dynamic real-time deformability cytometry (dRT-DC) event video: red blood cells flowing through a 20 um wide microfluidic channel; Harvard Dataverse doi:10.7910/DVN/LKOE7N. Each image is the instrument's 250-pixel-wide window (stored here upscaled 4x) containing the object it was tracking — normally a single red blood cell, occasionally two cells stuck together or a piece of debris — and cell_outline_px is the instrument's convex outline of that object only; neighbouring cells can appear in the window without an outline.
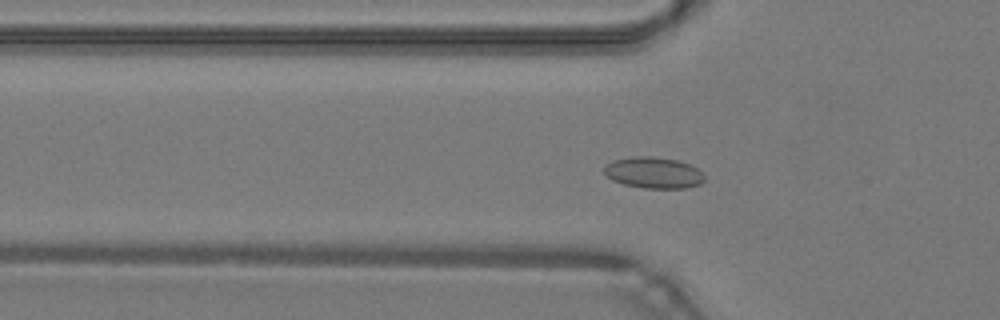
{"species": "common noctule bat (a hibernating species)", "species_latin": "Nyctalus noctula", "temperature_condition": "warm", "stored_images_in_passage": 46, "camera_frame_rate_fps": 3000, "um_per_image_px": 0.085, "animal": {"sex": "male", "body_mass_g": 19.2, "forearm_length_mm": 51.8}, "frame": {"image": 1, "passage_image": 14, "time_ms": 4.333, "image_size_px": [1000, 320], "cell_outline_px": [[704, 180], [700, 184], [688, 188], [644, 188], [624, 184], [612, 180], [604, 172], [604, 164], [612, 160], [636, 156], [652, 156], [680, 160], [692, 164], [704, 176]], "centroid_in_image_um": [55.55, 14.67], "position_along_channel_um": 70.2, "area_um2": 18.44}}
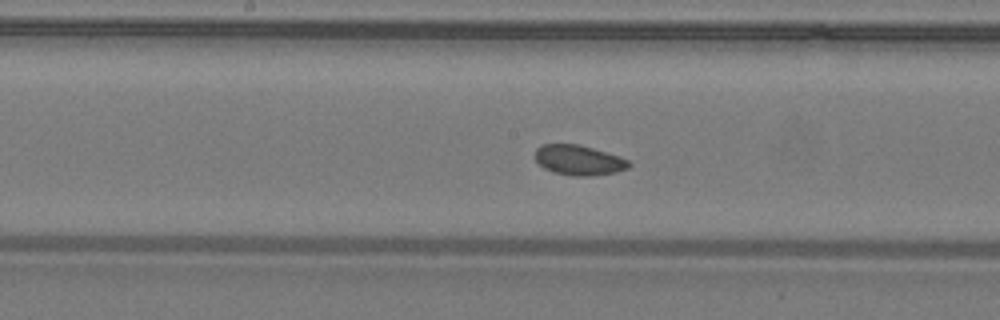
{"frame": {"image": 2, "passage_image": 23, "time_ms": 7.333, "image_size_px": [1000, 320], "cell_outline_px": [[632, 164], [628, 168], [616, 172], [592, 176], [572, 176], [552, 172], [544, 168], [536, 160], [536, 148], [540, 144], [580, 144], [620, 156], [628, 160]], "centroid_in_image_um": [49.21, 13.61], "position_along_channel_um": 199.0, "area_um2": 16.59}}
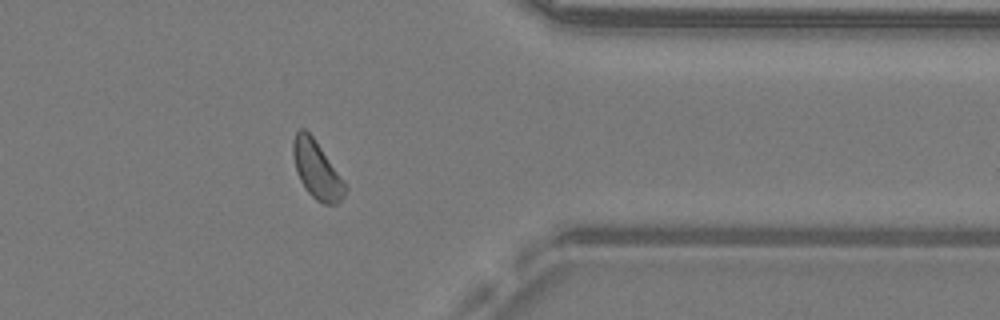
{"frame": {"image": 3, "passage_image": 37, "time_ms": 12.0, "image_size_px": [1000, 320], "cell_outline_px": [[348, 188], [344, 196], [336, 204], [324, 204], [316, 200], [308, 192], [300, 180], [296, 172], [292, 156], [292, 140], [296, 132], [300, 128], [304, 128], [312, 136], [344, 180]], "centroid_in_image_um": [26.91, 14.43], "position_along_channel_um": 384.5, "area_um2": 17.51}, "authors_computed_cell_mechanics": {"area_um2": 17.2533, "velocity_mm_per_s": 4.277, "shape_relaxation_time_tau1_ms": null, "shape_relaxation_time_tau2_ms": 4.2252, "deformation_change_tau1": null, "deformation_change_tau2": 0.0863}}